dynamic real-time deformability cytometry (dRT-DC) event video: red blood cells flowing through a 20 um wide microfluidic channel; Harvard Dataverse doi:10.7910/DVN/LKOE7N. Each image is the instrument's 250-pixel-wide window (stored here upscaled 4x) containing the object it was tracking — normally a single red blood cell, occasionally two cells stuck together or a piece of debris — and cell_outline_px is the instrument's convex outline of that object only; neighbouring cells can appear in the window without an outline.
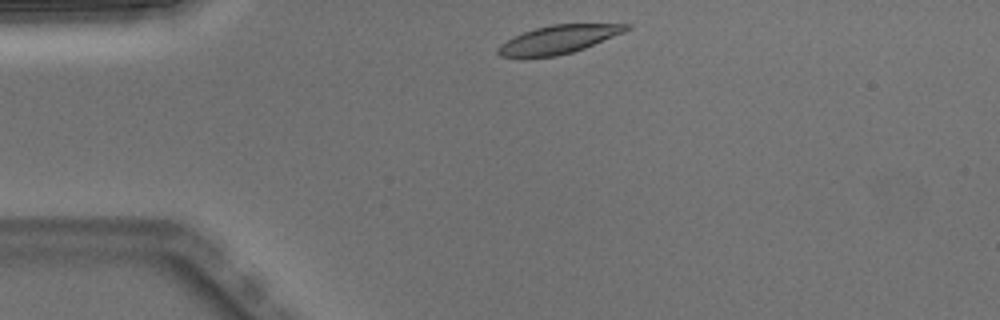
{"species": "Egyptian fruit bat (a non-hibernating species)", "species_latin": "Rousettus aegyptiacus", "temperature_condition": "warm", "stored_images_in_passage": 2, "camera_frame_rate_fps": 3000, "um_per_image_px": 0.085, "animal": {"sex": "male"}, "frame": {"image": 1, "passage_image": 1, "time_ms": 0.0, "image_size_px": [1000, 320], "cell_outline_px": [[632, 28], [624, 32], [584, 48], [572, 52], [556, 56], [500, 56], [496, 52], [496, 48], [500, 44], [524, 32], [536, 28], [552, 24], [632, 24]], "centroid_in_image_um": [47.51, 3.34], "position_along_channel_um": 37.5, "area_um2": 20.69}}